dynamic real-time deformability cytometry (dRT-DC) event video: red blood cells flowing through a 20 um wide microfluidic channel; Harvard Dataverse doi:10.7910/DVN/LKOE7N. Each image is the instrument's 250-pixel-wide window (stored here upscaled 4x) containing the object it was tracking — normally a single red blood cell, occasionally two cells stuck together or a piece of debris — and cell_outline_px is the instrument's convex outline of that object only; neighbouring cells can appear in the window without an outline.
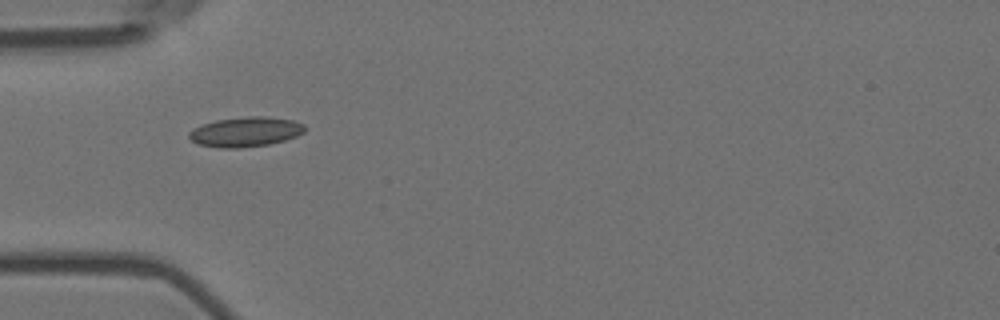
{"species": "Egyptian fruit bat (a non-hibernating species)", "species_latin": "Rousettus aegyptiacus", "temperature_condition": "room temperature", "stored_images_in_passage": 6, "camera_frame_rate_fps": 3000, "um_per_image_px": 0.085, "animal": {"sex": "female"}, "frame": {"image": 1, "passage_image": 5, "time_ms": 1.333, "image_size_px": [1000, 320], "cell_outline_px": [[304, 132], [296, 136], [284, 140], [268, 144], [240, 148], [220, 148], [196, 144], [188, 136], [188, 132], [204, 124], [216, 120], [248, 116], [264, 116], [292, 120], [304, 124]], "centroid_in_image_um": [20.86, 11.21], "position_along_channel_um": 64.1, "area_um2": 19.94}}
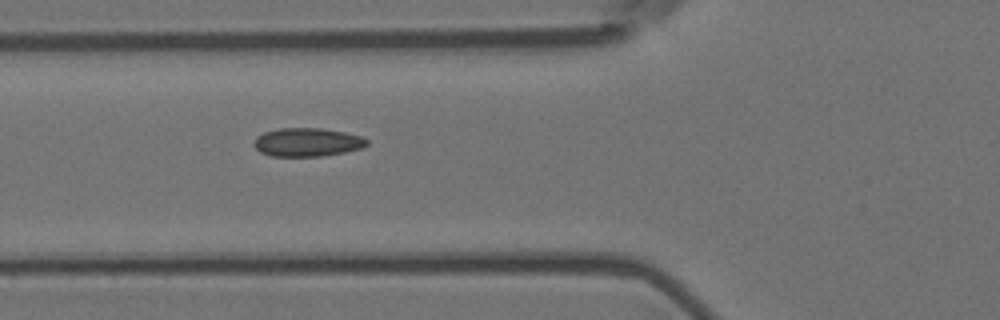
{"frame": {"image": 2, "passage_image": 6, "time_ms": 1.667, "image_size_px": [1000, 320], "cell_outline_px": [[368, 144], [364, 148], [344, 152], [320, 156], [272, 156], [260, 152], [252, 144], [256, 136], [264, 132], [280, 128], [320, 128], [344, 132], [360, 136], [368, 140]], "centroid_in_image_um": [26.1, 12.09], "position_along_channel_um": 99.7, "area_um2": 18.79}}